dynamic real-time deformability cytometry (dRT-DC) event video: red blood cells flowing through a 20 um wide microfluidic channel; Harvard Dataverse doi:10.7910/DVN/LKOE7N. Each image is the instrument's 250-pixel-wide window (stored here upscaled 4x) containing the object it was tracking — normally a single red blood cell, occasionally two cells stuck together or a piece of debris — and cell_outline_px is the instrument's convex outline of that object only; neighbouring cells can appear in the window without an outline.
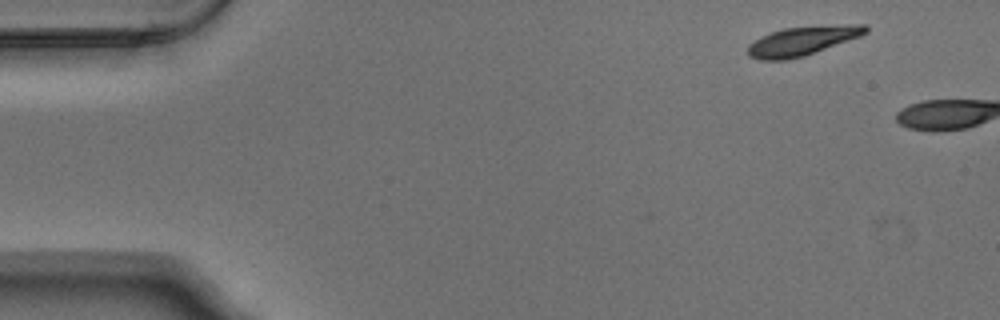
{"species": "Egyptian fruit bat (a non-hibernating species)", "species_latin": "Rousettus aegyptiacus", "temperature_condition": "warm", "stored_images_in_passage": 9, "camera_frame_rate_fps": 3000, "um_per_image_px": 0.085, "animal": {"sex": "male"}, "frame": {"image": 1, "passage_image": 1, "time_ms": 0.0, "image_size_px": [1000, 320], "cell_outline_px": [[868, 32], [860, 36], [804, 56], [788, 60], [760, 60], [748, 56], [748, 44], [760, 36], [784, 28], [848, 24], [868, 24]], "centroid_in_image_um": [68.19, 3.48], "position_along_channel_um": 16.8, "area_um2": 19.94}}
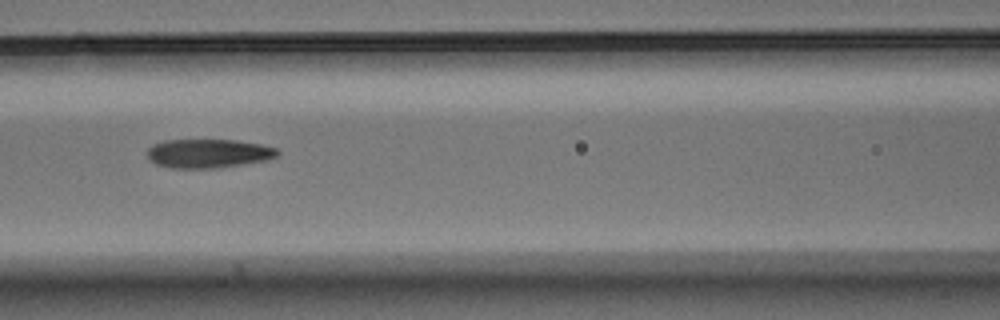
{"frame": {"image": 2, "passage_image": 7, "time_ms": 2.0, "image_size_px": [1000, 320], "cell_outline_px": [[280, 152], [276, 156], [268, 160], [244, 164], [216, 168], [172, 168], [156, 164], [148, 156], [148, 148], [152, 144], [164, 140], [236, 140], [260, 144], [276, 148]], "centroid_in_image_um": [17.72, 13.04], "position_along_channel_um": 148.9, "area_um2": 21.91}}
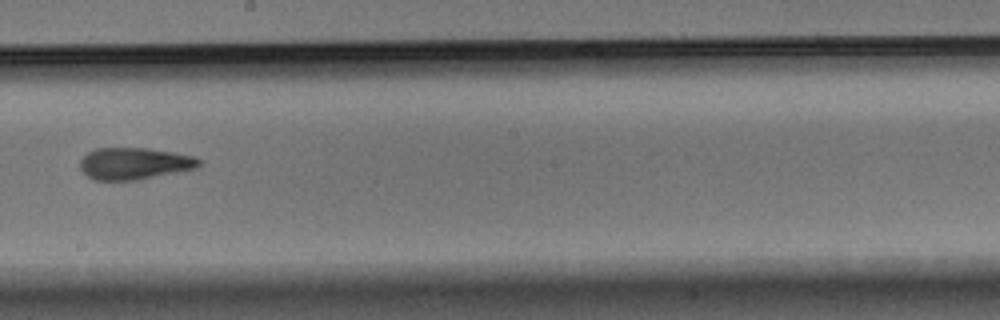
{"frame": {"image": 3, "passage_image": 9, "time_ms": 2.667, "image_size_px": [1000, 320], "cell_outline_px": [[200, 168], [140, 180], [96, 180], [88, 176], [80, 168], [80, 160], [88, 152], [96, 148], [148, 148], [196, 156], [200, 160]], "centroid_in_image_um": [11.47, 13.9], "position_along_channel_um": 236.7, "area_um2": 22.31}}